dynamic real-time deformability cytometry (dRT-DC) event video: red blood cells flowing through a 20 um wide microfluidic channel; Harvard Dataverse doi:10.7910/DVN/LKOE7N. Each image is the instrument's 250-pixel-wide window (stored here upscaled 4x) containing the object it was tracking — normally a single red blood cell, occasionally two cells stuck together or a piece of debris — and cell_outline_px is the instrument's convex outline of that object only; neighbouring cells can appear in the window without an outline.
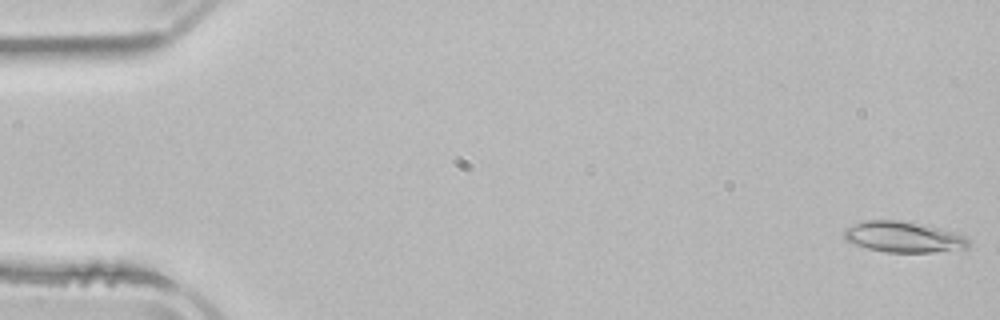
{"species": "common noctule bat (a hibernating species)", "species_latin": "Nyctalus noctula", "temperature_condition": "room temperature", "stored_images_in_passage": 5, "camera_frame_rate_fps": 3000, "um_per_image_px": 0.085, "animal": {"sex": "male", "body_mass_g": 21.5, "forearm_length_mm": 52.0}, "frame": {"image": 1, "passage_image": 1, "time_ms": 0.0, "image_size_px": [1000, 320], "cell_outline_px": [[968, 248], [932, 252], [884, 252], [868, 248], [856, 244], [848, 240], [844, 236], [844, 228], [864, 220], [900, 220], [920, 224], [968, 236]], "centroid_in_image_um": [76.79, 20.14], "position_along_channel_um": 8.2, "area_um2": 22.08}}